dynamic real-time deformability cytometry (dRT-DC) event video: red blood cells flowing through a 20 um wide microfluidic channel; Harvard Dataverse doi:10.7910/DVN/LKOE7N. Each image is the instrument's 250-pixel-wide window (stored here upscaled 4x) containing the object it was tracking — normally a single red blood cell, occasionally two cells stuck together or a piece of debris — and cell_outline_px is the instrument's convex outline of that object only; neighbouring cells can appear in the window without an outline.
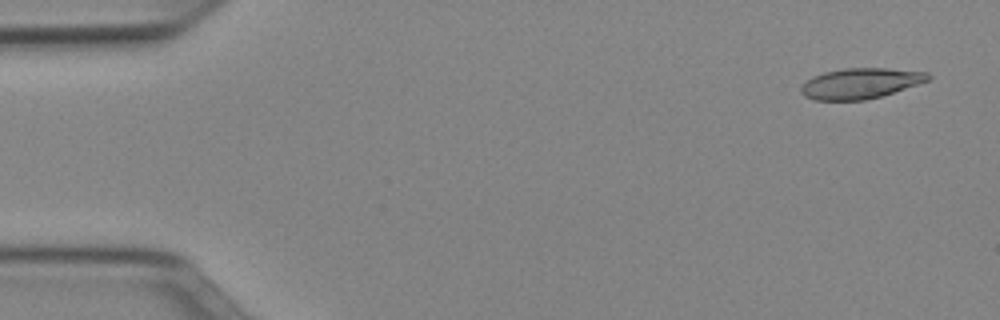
{"species": "Egyptian fruit bat (a non-hibernating species)", "species_latin": "Rousettus aegyptiacus", "temperature_condition": "cold", "stored_images_in_passage": 51, "camera_frame_rate_fps": 3000, "um_per_image_px": 0.085, "animal": {"sex": "female"}, "frame": {"image": 1, "passage_image": 3, "time_ms": 0.667, "image_size_px": [1000, 320], "cell_outline_px": [[932, 76], [928, 80], [880, 96], [864, 100], [816, 100], [804, 96], [800, 92], [800, 88], [812, 76], [824, 72], [844, 68], [888, 68], [928, 72]], "centroid_in_image_um": [73.11, 7.07], "position_along_channel_um": 11.9, "area_um2": 22.37}}
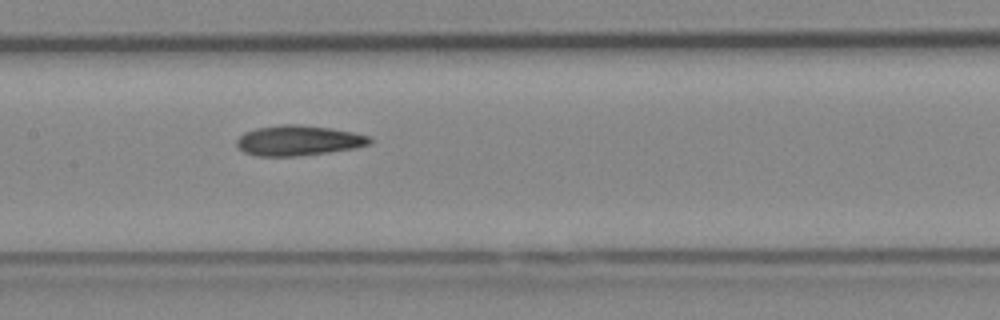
{"frame": {"image": 2, "passage_image": 25, "time_ms": 8.0, "image_size_px": [1000, 320], "cell_outline_px": [[372, 140], [368, 144], [352, 148], [328, 152], [296, 156], [256, 156], [244, 152], [236, 144], [236, 140], [244, 132], [256, 128], [280, 124], [296, 124], [332, 128], [352, 132], [368, 136]], "centroid_in_image_um": [25.31, 11.93], "position_along_channel_um": 182.1, "area_um2": 23.24}}
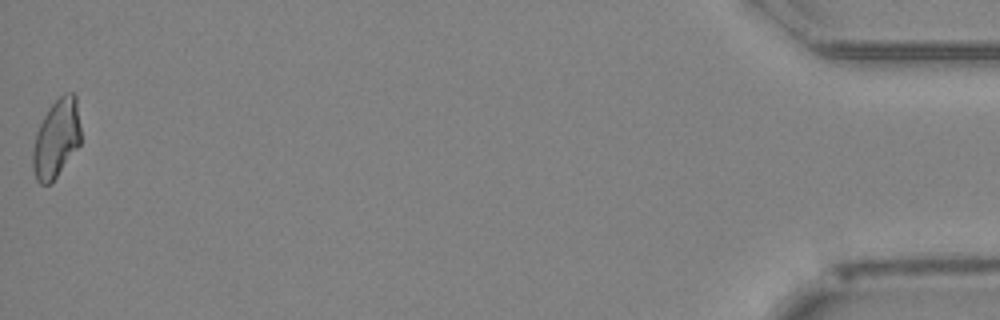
{"frame": {"image": 3, "passage_image": 51, "time_ms": 16.667, "image_size_px": [1000, 320], "cell_outline_px": [[80, 144], [52, 184], [40, 184], [36, 180], [32, 168], [32, 148], [36, 132], [48, 108], [64, 92], [72, 92], [76, 96], [80, 128]], "centroid_in_image_um": [4.77, 11.8], "position_along_channel_um": 430.4, "area_um2": 22.14}, "authors_computed_cell_mechanics": {"area_um2": 22.9466, "velocity_mm_per_s": 3.982, "shape_relaxation_time_tau1_ms": 8.5609, "shape_relaxation_time_tau2_ms": 5.6238, "deformation_change_tau1": 0.194, "deformation_change_tau2": 0.1396}}